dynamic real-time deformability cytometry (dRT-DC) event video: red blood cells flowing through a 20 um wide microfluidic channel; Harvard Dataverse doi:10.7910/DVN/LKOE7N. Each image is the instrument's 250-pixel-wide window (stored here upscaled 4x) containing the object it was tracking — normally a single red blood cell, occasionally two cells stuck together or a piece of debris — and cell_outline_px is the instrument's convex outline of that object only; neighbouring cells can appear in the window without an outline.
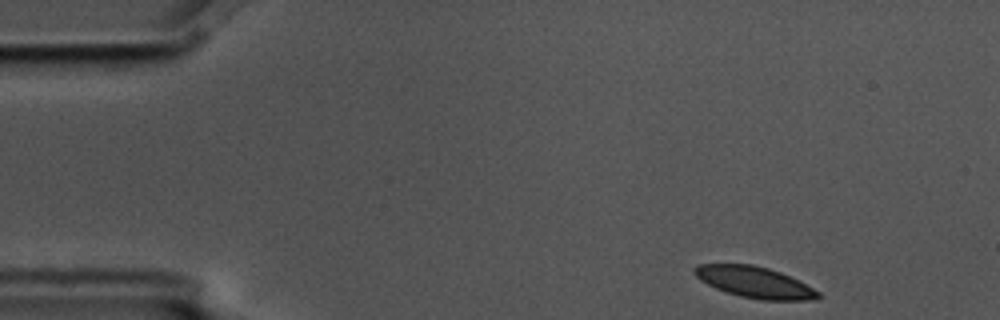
{"species": "common noctule bat (a hibernating species)", "species_latin": "Nyctalus noctula", "temperature_condition": "cold", "stored_images_in_passage": 10, "camera_frame_rate_fps": 3000, "um_per_image_px": 0.085, "animal": {"sex": "male", "body_mass_g": 17.5, "forearm_length_mm": 52.3}, "frame": {"image": 1, "passage_image": 1, "time_ms": 0.0, "image_size_px": [1000, 320], "cell_outline_px": [[820, 300], [760, 300], [740, 296], [716, 288], [700, 280], [692, 272], [692, 268], [696, 264], [752, 264], [768, 268], [780, 272], [820, 292]], "centroid_in_image_um": [64.12, 23.99], "position_along_channel_um": 20.9, "area_um2": 22.37}}
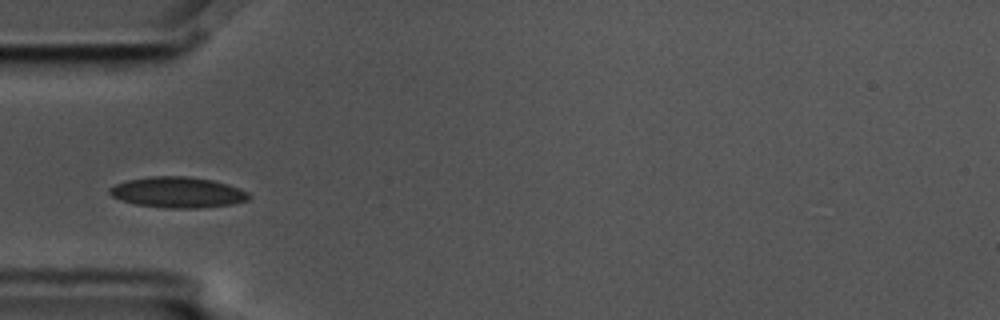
{"frame": {"image": 2, "passage_image": 4, "time_ms": 1.0, "image_size_px": [1000, 320], "cell_outline_px": [[252, 196], [248, 200], [232, 204], [200, 208], [164, 208], [136, 204], [112, 196], [108, 192], [108, 188], [116, 184], [128, 180], [148, 176], [188, 176], [212, 180], [228, 184], [240, 188], [248, 192]], "centroid_in_image_um": [15.14, 16.34], "position_along_channel_um": 69.9, "area_um2": 25.03}}
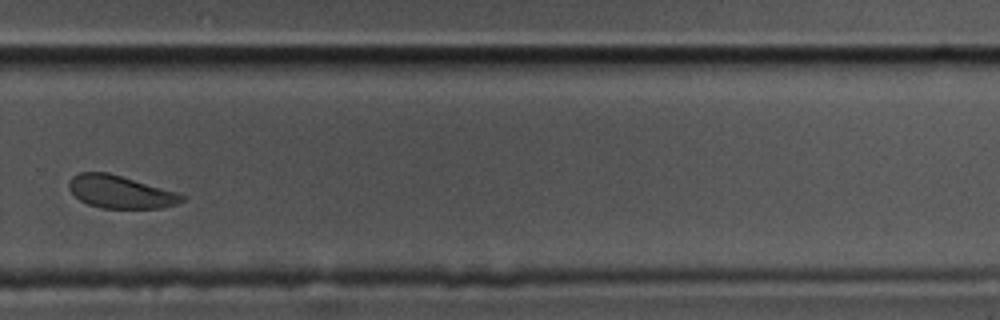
{"frame": {"image": 3, "passage_image": 10, "time_ms": 3.0, "image_size_px": [1000, 320], "cell_outline_px": [[188, 196], [184, 200], [176, 204], [160, 208], [100, 208], [88, 204], [80, 200], [68, 188], [68, 180], [72, 176], [80, 172], [108, 172], [176, 192]], "centroid_in_image_um": [10.22, 16.31], "position_along_channel_um": 319.6, "area_um2": 21.5}}